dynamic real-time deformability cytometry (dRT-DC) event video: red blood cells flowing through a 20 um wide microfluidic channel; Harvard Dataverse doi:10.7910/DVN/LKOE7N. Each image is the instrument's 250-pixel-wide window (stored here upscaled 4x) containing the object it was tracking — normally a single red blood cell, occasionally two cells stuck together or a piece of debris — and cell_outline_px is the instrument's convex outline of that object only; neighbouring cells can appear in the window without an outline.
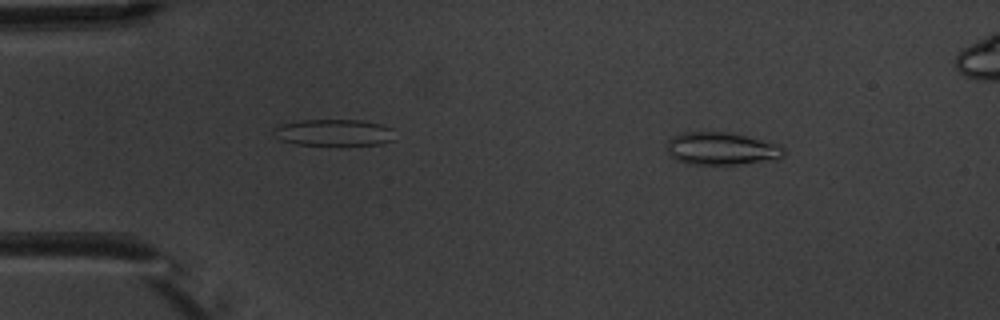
{"species": "common noctule bat (a hibernating species)", "species_latin": "Nyctalus noctula", "temperature_condition": "warm", "stored_images_in_passage": 5, "camera_frame_rate_fps": 3000, "um_per_image_px": 0.085, "animal": {"sex": "male", "body_mass_g": 20.1, "forearm_length_mm": 53.5}, "frame": {"image": 1, "passage_image": 2, "time_ms": 1.333, "image_size_px": [1000, 320], "cell_outline_px": [[784, 156], [776, 160], [740, 164], [688, 164], [676, 160], [668, 156], [668, 140], [672, 136], [684, 132], [732, 132], [780, 144], [784, 148]], "centroid_in_image_um": [61.35, 12.63], "position_along_channel_um": 23.6, "area_um2": 22.6}}